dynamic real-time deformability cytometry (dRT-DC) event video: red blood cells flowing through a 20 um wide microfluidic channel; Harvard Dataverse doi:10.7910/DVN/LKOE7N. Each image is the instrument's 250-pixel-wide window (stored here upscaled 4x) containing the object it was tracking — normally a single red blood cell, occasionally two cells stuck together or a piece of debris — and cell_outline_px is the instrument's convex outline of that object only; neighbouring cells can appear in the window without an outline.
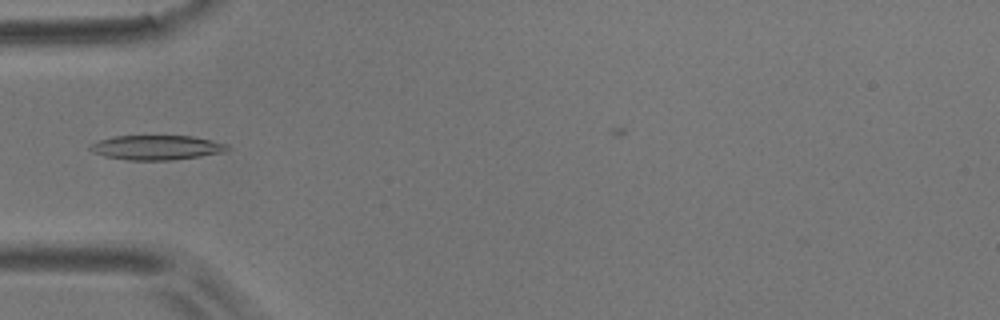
{"species": "common noctule bat (a hibernating species)", "species_latin": "Nyctalus noctula", "temperature_condition": "room temperature", "stored_images_in_passage": 13, "camera_frame_rate_fps": 3000, "um_per_image_px": 0.085, "animal": {"sex": "male", "body_mass_g": 17.9}, "frame": {"image": 1, "passage_image": 3, "time_ms": 2.333, "image_size_px": [1000, 320], "cell_outline_px": [[228, 148], [224, 152], [200, 156], [172, 160], [128, 160], [104, 156], [92, 152], [88, 148], [92, 144], [100, 140], [116, 136], [192, 136], [212, 140], [228, 144]], "centroid_in_image_um": [13.31, 12.54], "position_along_channel_um": 71.7, "area_um2": 19.54}}
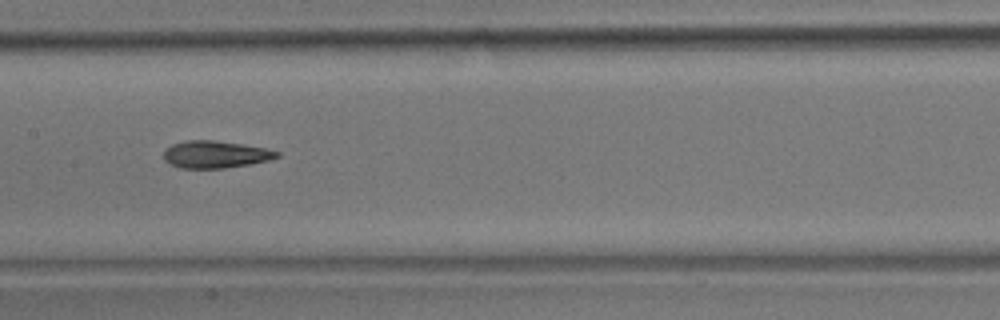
{"frame": {"image": 2, "passage_image": 6, "time_ms": 5.667, "image_size_px": [1000, 320], "cell_outline_px": [[280, 156], [268, 160], [252, 164], [224, 168], [180, 168], [164, 160], [164, 148], [172, 144], [188, 140], [212, 140], [240, 144], [264, 148], [280, 152]], "centroid_in_image_um": [18.29, 13.13], "position_along_channel_um": 189.1, "area_um2": 17.86}}
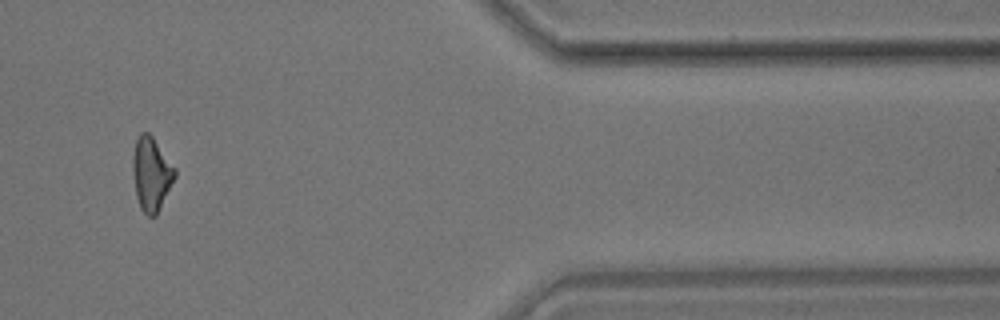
{"frame": {"image": 3, "passage_image": 11, "time_ms": 12.667, "image_size_px": [1000, 320], "cell_outline_px": [[176, 176], [156, 216], [148, 216], [140, 208], [136, 196], [132, 172], [132, 156], [136, 140], [140, 132], [148, 132], [152, 136], [176, 168]], "centroid_in_image_um": [12.85, 14.77], "position_along_channel_um": 398.5, "area_um2": 18.15}, "authors_computed_cell_mechanics": {"area_um2": 18.0914, "velocity_mm_per_s": 3.4811, "shape_relaxation_time_tau1_ms": 6.9329, "shape_relaxation_time_tau2_ms": null, "deformation_change_tau1": 0.1904, "deformation_change_tau2": null}}